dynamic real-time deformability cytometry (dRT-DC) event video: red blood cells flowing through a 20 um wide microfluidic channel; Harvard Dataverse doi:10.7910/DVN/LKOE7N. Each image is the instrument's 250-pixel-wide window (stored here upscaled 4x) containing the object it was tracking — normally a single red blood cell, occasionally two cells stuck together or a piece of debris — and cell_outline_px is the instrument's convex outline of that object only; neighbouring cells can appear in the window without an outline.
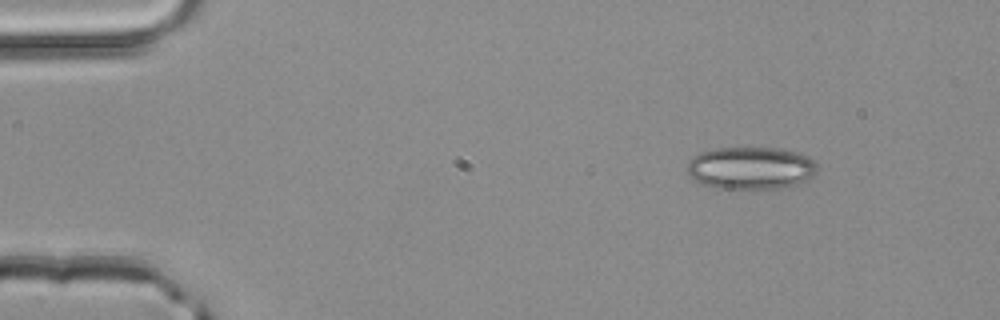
{"species": "common noctule bat (a hibernating species)", "species_latin": "Nyctalus noctula", "temperature_condition": "room temperature", "stored_images_in_passage": 3, "camera_frame_rate_fps": 3000, "um_per_image_px": 0.085, "animal": {"sex": "male", "body_mass_g": 20.4}, "frame": {"image": 1, "passage_image": 1, "time_ms": 0.0, "image_size_px": [1000, 320], "cell_outline_px": [[816, 172], [804, 184], [780, 188], [736, 192], [704, 184], [696, 180], [688, 172], [688, 160], [692, 156], [700, 152], [716, 148], [780, 148], [796, 152], [812, 160], [816, 164]], "centroid_in_image_um": [63.82, 14.33], "position_along_channel_um": 21.2, "area_um2": 32.95}}